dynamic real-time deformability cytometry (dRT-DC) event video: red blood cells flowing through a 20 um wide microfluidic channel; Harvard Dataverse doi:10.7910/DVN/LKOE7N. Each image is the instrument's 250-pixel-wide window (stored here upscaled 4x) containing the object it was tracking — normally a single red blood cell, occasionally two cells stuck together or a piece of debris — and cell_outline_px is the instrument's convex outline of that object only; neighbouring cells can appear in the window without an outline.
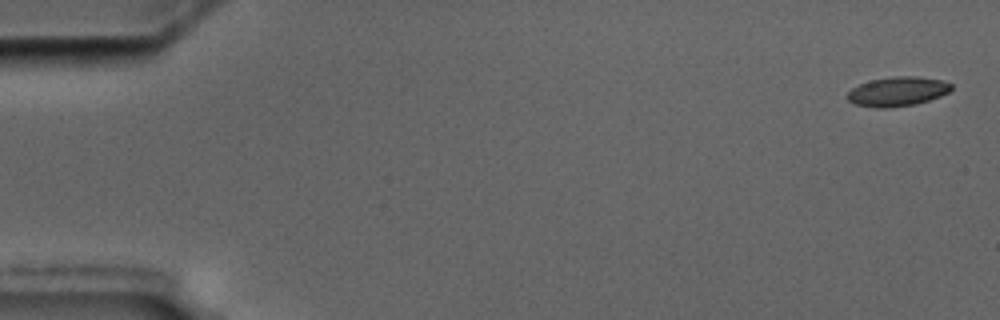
{"species": "common noctule bat (a hibernating species)", "species_latin": "Nyctalus noctula", "temperature_condition": "cold", "stored_images_in_passage": 5, "camera_frame_rate_fps": 3000, "um_per_image_px": 0.085, "animal": {"sex": "male", "body_mass_g": 17.5, "forearm_length_mm": 52.3}, "frame": {"image": 1, "passage_image": 1, "time_ms": 0.0, "image_size_px": [1000, 320], "cell_outline_px": [[952, 88], [948, 92], [940, 96], [916, 104], [884, 108], [876, 108], [856, 104], [848, 100], [844, 96], [852, 88], [860, 84], [872, 80], [892, 76], [916, 76], [944, 80], [952, 84]], "centroid_in_image_um": [76.28, 7.77], "position_along_channel_um": 8.7, "area_um2": 17.8}}
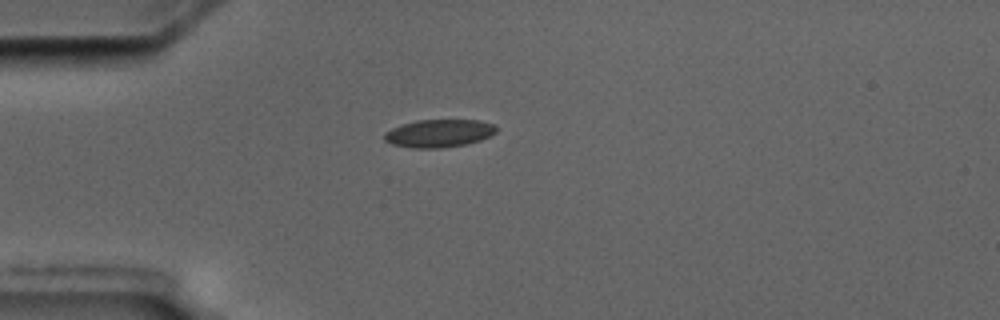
{"frame": {"image": 2, "passage_image": 5, "time_ms": 4.667, "image_size_px": [1000, 320], "cell_outline_px": [[496, 132], [480, 140], [464, 144], [440, 148], [412, 148], [392, 144], [384, 140], [384, 132], [392, 128], [416, 120], [480, 120], [496, 124]], "centroid_in_image_um": [37.31, 11.32], "position_along_channel_um": 47.7, "area_um2": 18.09}}